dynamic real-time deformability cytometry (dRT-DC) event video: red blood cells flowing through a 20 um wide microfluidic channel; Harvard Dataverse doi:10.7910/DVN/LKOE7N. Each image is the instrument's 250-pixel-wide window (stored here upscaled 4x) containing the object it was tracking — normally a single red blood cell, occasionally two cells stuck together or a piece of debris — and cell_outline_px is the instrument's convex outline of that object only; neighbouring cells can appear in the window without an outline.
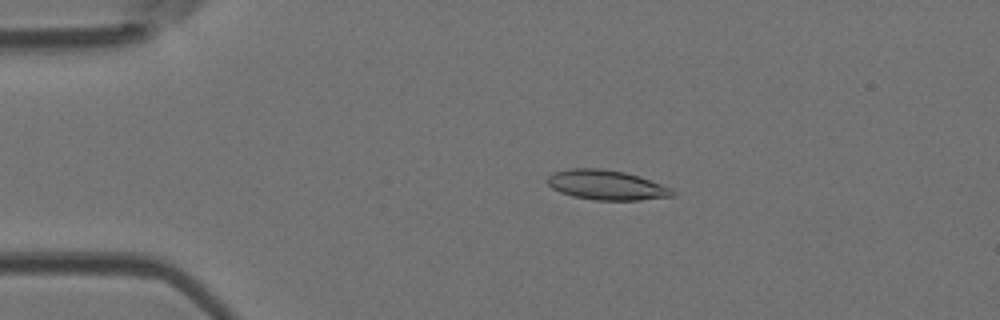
{"species": "Egyptian fruit bat (a non-hibernating species)", "species_latin": "Rousettus aegyptiacus", "temperature_condition": "room temperature", "stored_images_in_passage": 5, "camera_frame_rate_fps": 3000, "um_per_image_px": 0.085, "animal": {"sex": "female"}, "frame": {"image": 1, "passage_image": 4, "time_ms": 3.333, "image_size_px": [1000, 320], "cell_outline_px": [[676, 192], [672, 196], [640, 200], [596, 200], [572, 196], [560, 192], [552, 188], [544, 180], [552, 172], [572, 168], [600, 168], [624, 172], [640, 176], [672, 188]], "centroid_in_image_um": [51.53, 15.72], "position_along_channel_um": 33.5, "area_um2": 21.85}}